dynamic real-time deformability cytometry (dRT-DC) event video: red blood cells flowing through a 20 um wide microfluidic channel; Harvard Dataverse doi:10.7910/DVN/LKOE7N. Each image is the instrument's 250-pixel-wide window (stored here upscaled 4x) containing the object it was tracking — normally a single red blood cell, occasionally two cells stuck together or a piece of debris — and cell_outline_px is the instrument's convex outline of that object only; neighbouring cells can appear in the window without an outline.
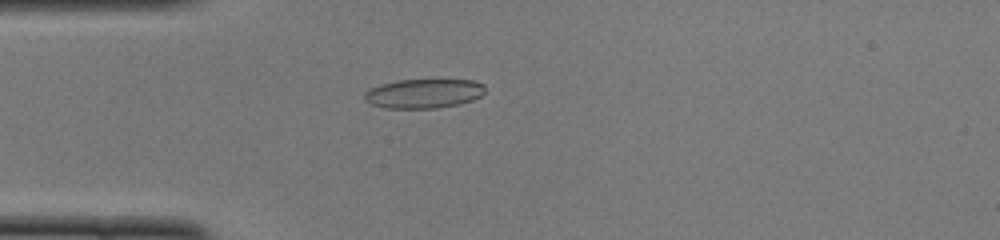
{"species": "common noctule bat (a hibernating species)", "species_latin": "Nyctalus noctula", "temperature_condition": "cold", "stored_images_in_passage": 42, "camera_frame_rate_fps": 3000, "um_per_image_px": 0.085, "animal": {"sex": "female", "body_mass_g": 22.0, "forearm_length_mm": 56.7}, "frame": {"image": 1, "passage_image": 6, "time_ms": 1.667, "image_size_px": [1000, 240], "cell_outline_px": [[484, 92], [480, 96], [472, 100], [456, 104], [436, 108], [388, 108], [372, 104], [364, 100], [364, 92], [380, 84], [400, 80], [472, 80], [484, 84]], "centroid_in_image_um": [36.0, 7.94], "position_along_channel_um": 49.0, "area_um2": 20.35}}
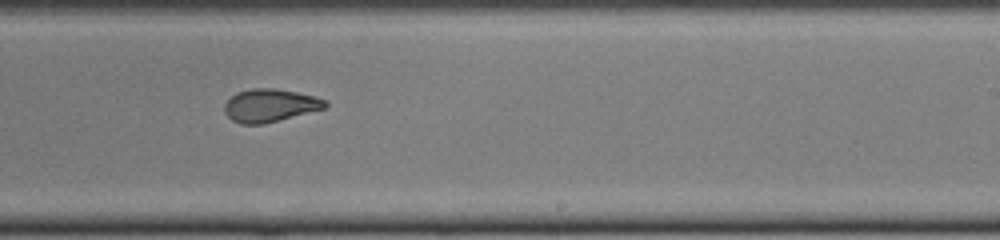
{"frame": {"image": 2, "passage_image": 23, "time_ms": 7.333, "image_size_px": [1000, 240], "cell_outline_px": [[328, 108], [264, 124], [240, 124], [232, 120], [224, 112], [224, 104], [236, 92], [252, 88], [272, 88], [296, 92], [312, 96], [324, 100], [328, 104]], "centroid_in_image_um": [22.94, 8.97], "position_along_channel_um": 266.1, "area_um2": 19.36}}
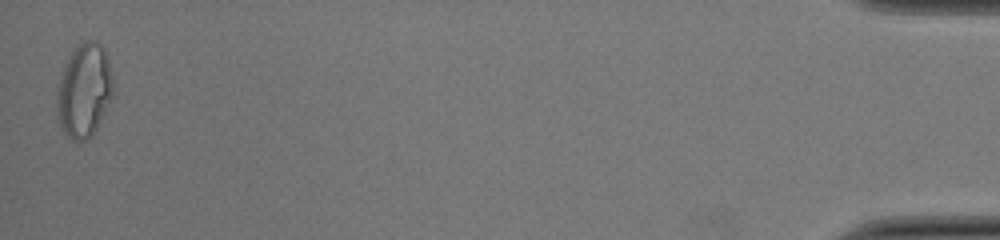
{"frame": {"image": 3, "passage_image": 42, "time_ms": 13.667, "image_size_px": [1000, 240], "cell_outline_px": [[112, 96], [92, 132], [84, 140], [72, 140], [64, 132], [56, 116], [56, 104], [60, 76], [68, 56], [84, 40], [92, 40], [100, 44], [104, 48], [108, 60], [112, 76]], "centroid_in_image_um": [7.12, 7.65], "position_along_channel_um": 428.1, "area_um2": 29.94}, "authors_computed_cell_mechanics": {"area_um2": 19.9121, "velocity_mm_per_s": 4.0141, "shape_relaxation_time_tau1_ms": 9.6389, "shape_relaxation_time_tau2_ms": 1.6981, "deformation_change_tau1": 0.2703, "deformation_change_tau2": 0.0616}}